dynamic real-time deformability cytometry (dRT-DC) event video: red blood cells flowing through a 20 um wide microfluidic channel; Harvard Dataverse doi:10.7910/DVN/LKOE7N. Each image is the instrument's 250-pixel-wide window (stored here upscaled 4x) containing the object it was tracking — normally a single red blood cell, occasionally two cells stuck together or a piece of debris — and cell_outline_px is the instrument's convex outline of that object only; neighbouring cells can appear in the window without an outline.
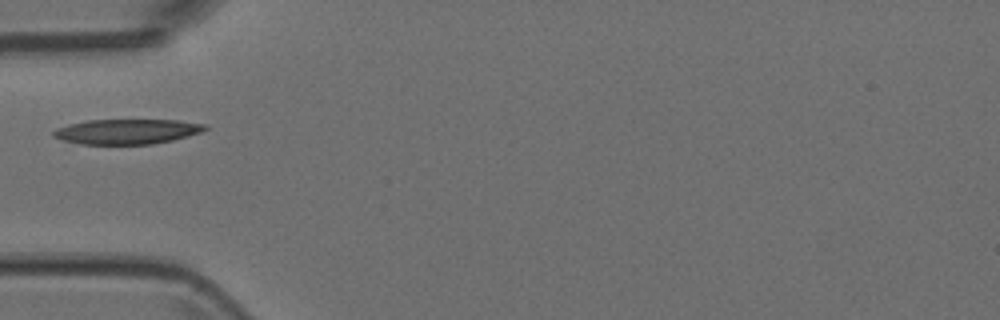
{"species": "Egyptian fruit bat (a non-hibernating species)", "species_latin": "Rousettus aegyptiacus", "temperature_condition": "room temperature", "stored_images_in_passage": 2, "camera_frame_rate_fps": 3000, "um_per_image_px": 0.085, "animal": {"sex": "female"}, "frame": {"image": 1, "passage_image": 2, "time_ms": 0.333, "image_size_px": [1000, 320], "cell_outline_px": [[208, 128], [200, 132], [188, 136], [172, 140], [152, 144], [80, 144], [64, 140], [52, 136], [52, 132], [56, 128], [68, 124], [88, 120], [176, 120], [208, 124]], "centroid_in_image_um": [10.79, 11.17], "position_along_channel_um": 74.2, "area_um2": 22.08}}